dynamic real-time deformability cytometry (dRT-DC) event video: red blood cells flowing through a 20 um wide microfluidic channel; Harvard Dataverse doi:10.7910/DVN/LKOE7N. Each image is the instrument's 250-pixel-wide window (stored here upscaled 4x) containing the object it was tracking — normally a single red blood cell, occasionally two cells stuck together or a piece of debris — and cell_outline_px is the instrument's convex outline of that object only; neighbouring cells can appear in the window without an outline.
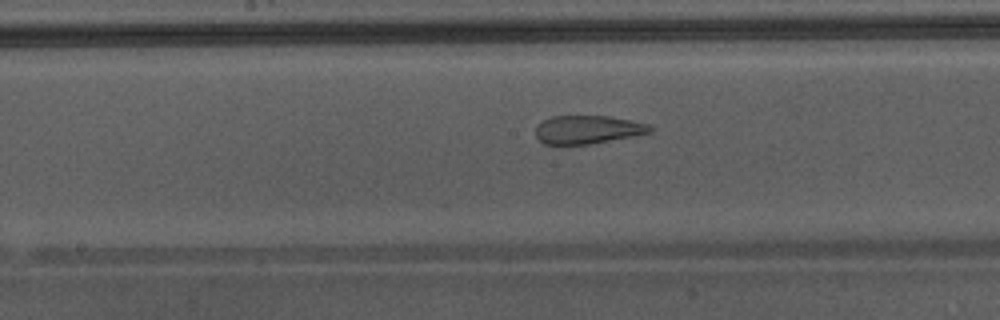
{"species": "Egyptian fruit bat (a non-hibernating species)", "species_latin": "Rousettus aegyptiacus", "temperature_condition": "warm", "stored_images_in_passage": 40, "camera_frame_rate_fps": 3000, "um_per_image_px": 0.085, "animal": {"sex": "male"}, "frame": {"image": 1, "passage_image": 18, "time_ms": 5.667, "image_size_px": [1000, 320], "cell_outline_px": [[656, 128], [652, 132], [592, 144], [544, 144], [536, 136], [536, 128], [544, 120], [552, 116], [608, 116], [648, 124]], "centroid_in_image_um": [49.98, 11.02], "position_along_channel_um": 198.2, "area_um2": 18.73}, "authors_computed_cell_mechanics": {"area_um2": 24.854, "velocity_mm_per_s": 4.385, "shape_relaxation_time_tau1_ms": null, "shape_relaxation_time_tau2_ms": 1.0883, "deformation_change_tau1": null, "deformation_change_tau2": 0.0917}}